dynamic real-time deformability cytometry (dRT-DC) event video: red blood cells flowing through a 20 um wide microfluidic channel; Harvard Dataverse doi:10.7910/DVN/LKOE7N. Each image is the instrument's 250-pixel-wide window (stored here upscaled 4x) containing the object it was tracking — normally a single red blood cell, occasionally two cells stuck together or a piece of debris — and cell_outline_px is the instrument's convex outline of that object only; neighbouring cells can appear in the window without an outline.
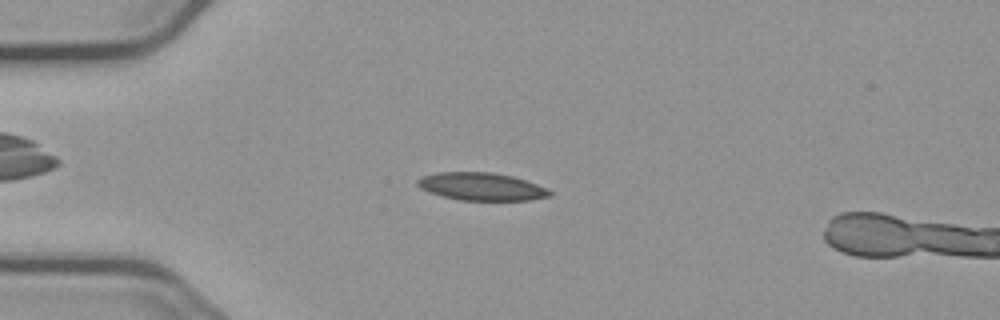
{"species": "common noctule bat (a hibernating species)", "species_latin": "Nyctalus noctula", "temperature_condition": "cold", "stored_images_in_passage": 56, "camera_frame_rate_fps": 3000, "um_per_image_px": 0.085, "animal": {"sex": "male", "body_mass_g": 23.1, "forearm_length_mm": 52.7}, "frame": {"image": 1, "passage_image": 14, "time_ms": 4.333, "image_size_px": [1000, 320], "cell_outline_px": [[552, 196], [528, 200], [460, 200], [444, 196], [420, 188], [416, 184], [416, 180], [420, 176], [436, 172], [492, 172], [512, 176], [536, 184], [552, 192]], "centroid_in_image_um": [40.89, 15.85], "position_along_channel_um": 44.1, "area_um2": 21.21}}
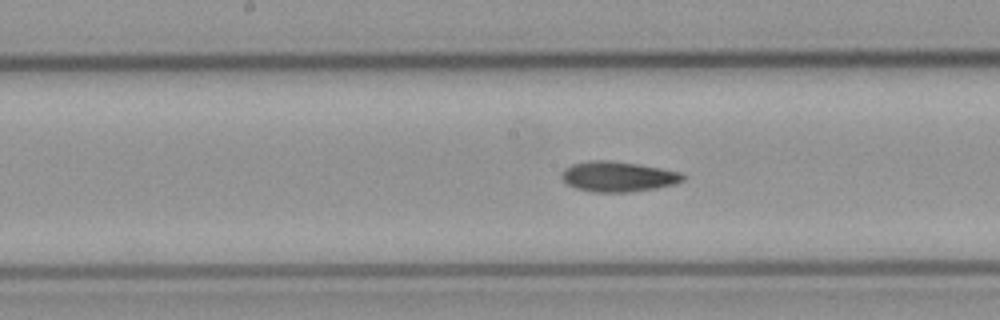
{"frame": {"image": 2, "passage_image": 28, "time_ms": 9.0, "image_size_px": [1000, 320], "cell_outline_px": [[684, 180], [676, 184], [656, 188], [628, 192], [592, 192], [576, 188], [568, 184], [560, 176], [560, 172], [564, 168], [572, 164], [588, 160], [608, 160], [640, 164], [680, 172], [684, 176]], "centroid_in_image_um": [52.51, 15.0], "position_along_channel_um": 195.7, "area_um2": 21.5}}
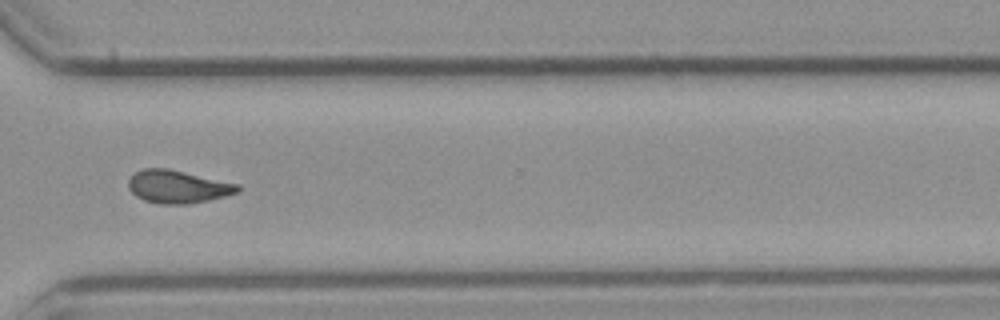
{"frame": {"image": 3, "passage_image": 41, "time_ms": 13.333, "image_size_px": [1000, 320], "cell_outline_px": [[240, 192], [208, 200], [188, 204], [160, 204], [144, 200], [136, 196], [128, 188], [128, 180], [136, 172], [144, 168], [168, 168], [240, 184]], "centroid_in_image_um": [15.12, 15.87], "position_along_channel_um": 355.5, "area_um2": 20.98}, "authors_computed_cell_mechanics": {"area_um2": 20.6346, "velocity_mm_per_s": 3.7013, "shape_relaxation_time_tau1_ms": null, "shape_relaxation_time_tau2_ms": 4.9138, "deformation_change_tau1": null, "deformation_change_tau2": 0.1019}}